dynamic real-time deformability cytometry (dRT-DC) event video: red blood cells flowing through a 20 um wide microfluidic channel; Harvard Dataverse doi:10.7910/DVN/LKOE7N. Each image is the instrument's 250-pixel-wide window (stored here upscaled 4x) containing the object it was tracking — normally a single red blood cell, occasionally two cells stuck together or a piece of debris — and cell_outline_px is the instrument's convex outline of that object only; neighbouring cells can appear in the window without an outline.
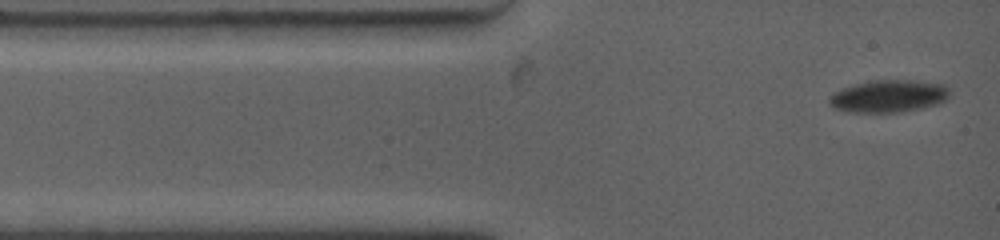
{"species": "common noctule bat (a hibernating species)", "species_latin": "Nyctalus noctula", "temperature_condition": "warm", "stored_images_in_passage": 37, "camera_frame_rate_fps": 4500, "um_per_image_px": 0.085, "animal": {"sex": "female", "body_mass_g": 19.0, "forearm_length_mm": 53.3}, "frame": {"image": 1, "passage_image": 1, "time_ms": 0.0, "image_size_px": [1000, 240], "cell_outline_px": [[948, 96], [940, 104], [924, 108], [900, 112], [844, 112], [832, 108], [828, 104], [828, 100], [836, 92], [852, 84], [872, 80], [912, 80], [944, 84], [948, 88]], "centroid_in_image_um": [75.52, 8.18], "position_along_channel_um": 9.5, "area_um2": 22.89}}
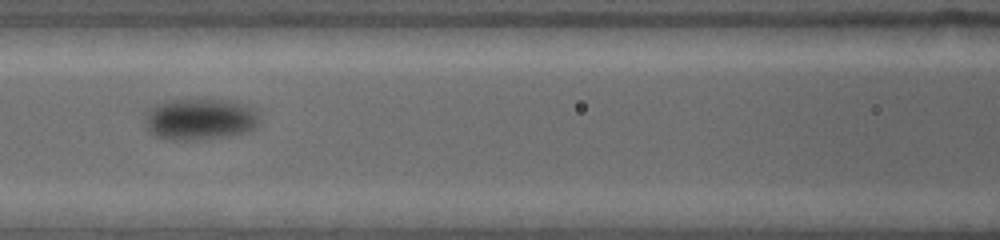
{"frame": {"image": 2, "passage_image": 10, "time_ms": 5.111, "image_size_px": [1000, 240], "cell_outline_px": [[260, 108], [256, 128], [248, 132], [224, 136], [188, 140], [172, 140], [156, 136], [148, 132], [148, 108], [156, 104], [168, 100], [228, 100], [252, 104]], "centroid_in_image_um": [17.1, 10.11], "position_along_channel_um": 149.5, "area_um2": 27.8}}
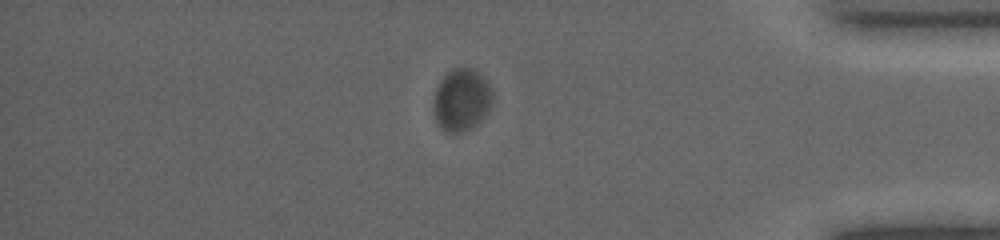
{"frame": {"image": 3, "passage_image": 28, "time_ms": 13.111, "image_size_px": [1000, 240], "cell_outline_px": [[492, 104], [488, 112], [472, 128], [464, 132], [448, 132], [436, 120], [432, 112], [432, 100], [436, 88], [440, 80], [452, 68], [472, 68], [492, 88]], "centroid_in_image_um": [39.21, 8.49], "position_along_channel_um": 396.0, "area_um2": 21.39}, "authors_computed_cell_mechanics": {"area_um2": 24.1026, "velocity_mm_per_s": 3.5008, "shape_relaxation_time_tau1_ms": 0.8159, "shape_relaxation_time_tau2_ms": null, "deformation_change_tau1": 0.0579, "deformation_change_tau2": null}}